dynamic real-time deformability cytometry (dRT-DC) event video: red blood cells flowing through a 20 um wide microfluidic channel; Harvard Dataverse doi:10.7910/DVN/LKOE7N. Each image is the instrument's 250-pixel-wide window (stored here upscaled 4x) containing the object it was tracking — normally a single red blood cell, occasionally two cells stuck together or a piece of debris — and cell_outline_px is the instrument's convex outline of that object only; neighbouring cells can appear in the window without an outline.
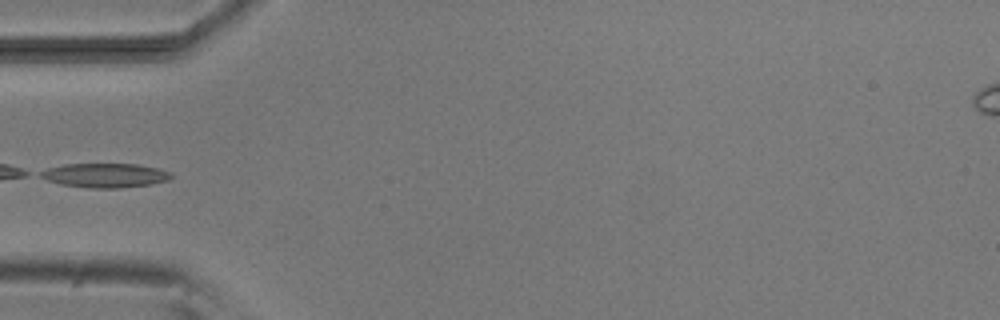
{"species": "common noctule bat (a hibernating species)", "species_latin": "Nyctalus noctula", "temperature_condition": "room temperature", "stored_images_in_passage": 6, "camera_frame_rate_fps": 3000, "um_per_image_px": 0.085, "animal": {"sex": "male", "body_mass_g": 20.5, "forearm_length_mm": 52.5}, "frame": {"image": 1, "passage_image": 5, "time_ms": 4.667, "image_size_px": [1000, 320], "cell_outline_px": [[172, 176], [168, 180], [152, 184], [120, 188], [92, 188], [60, 184], [48, 180], [40, 176], [40, 172], [48, 168], [64, 164], [136, 164], [156, 168], [172, 172]], "centroid_in_image_um": [8.95, 14.9], "position_along_channel_um": 76.0, "area_um2": 18.32}}
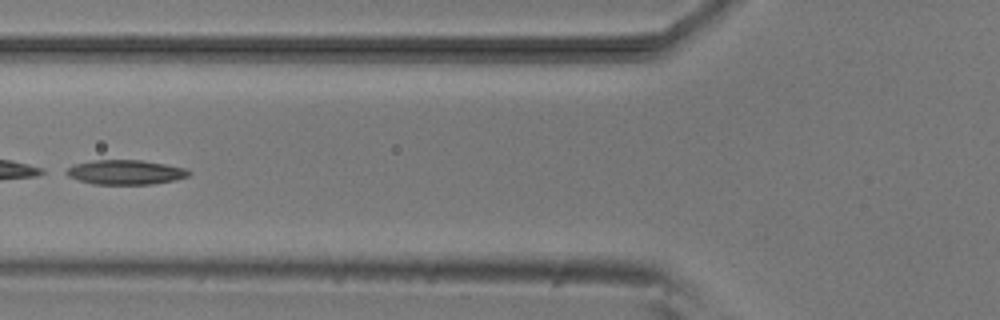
{"frame": {"image": 2, "passage_image": 6, "time_ms": 5.667, "image_size_px": [1000, 320], "cell_outline_px": [[192, 172], [188, 176], [172, 180], [152, 184], [92, 184], [68, 176], [60, 172], [76, 164], [92, 160], [140, 160], [188, 168]], "centroid_in_image_um": [10.64, 14.63], "position_along_channel_um": 115.2, "area_um2": 17.51}}